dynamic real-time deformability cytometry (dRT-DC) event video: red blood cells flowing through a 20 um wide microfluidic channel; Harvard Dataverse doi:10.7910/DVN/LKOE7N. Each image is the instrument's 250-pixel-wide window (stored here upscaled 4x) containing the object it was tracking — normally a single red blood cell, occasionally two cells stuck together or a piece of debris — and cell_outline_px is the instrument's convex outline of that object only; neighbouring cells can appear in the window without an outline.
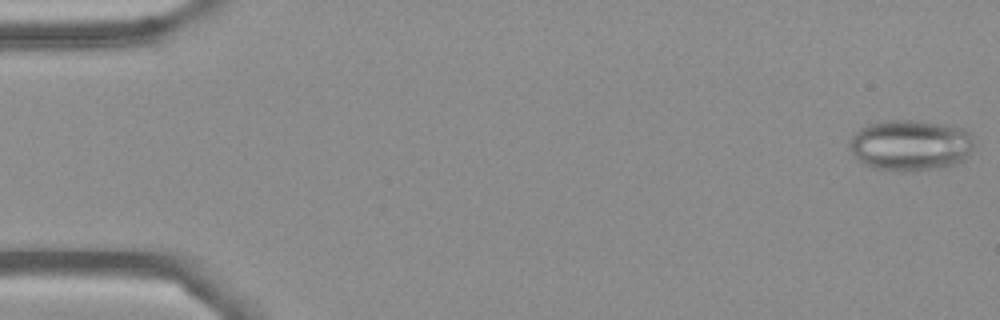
{"species": "Egyptian fruit bat (a non-hibernating species)", "species_latin": "Rousettus aegyptiacus", "temperature_condition": "cold", "stored_images_in_passage": 6, "camera_frame_rate_fps": 3000, "um_per_image_px": 0.085, "frame": {"image": 1, "passage_image": 1, "time_ms": 0.0, "image_size_px": [1000, 320], "cell_outline_px": [[976, 144], [968, 156], [960, 164], [948, 168], [872, 168], [864, 164], [848, 148], [848, 140], [860, 128], [868, 124], [884, 120], [912, 120], [948, 124], [964, 128], [972, 132]], "centroid_in_image_um": [77.47, 12.29], "position_along_channel_um": 7.5, "area_um2": 37.11}}